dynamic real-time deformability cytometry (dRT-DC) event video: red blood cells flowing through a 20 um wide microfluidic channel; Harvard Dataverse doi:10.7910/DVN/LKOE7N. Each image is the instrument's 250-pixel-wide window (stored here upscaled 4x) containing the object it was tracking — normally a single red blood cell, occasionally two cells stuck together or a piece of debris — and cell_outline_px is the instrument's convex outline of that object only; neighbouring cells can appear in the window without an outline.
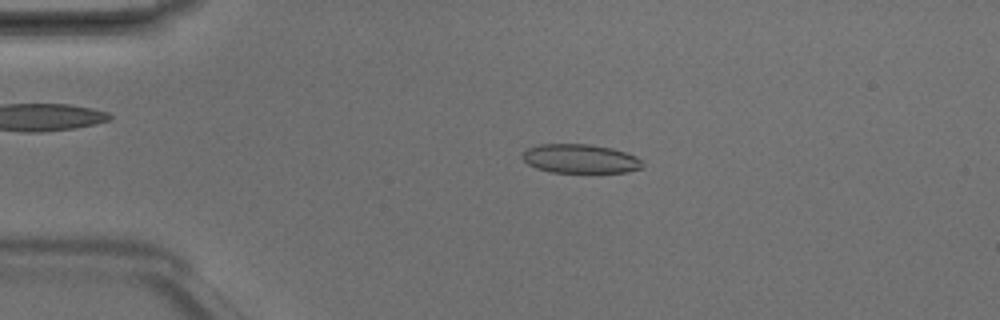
{"species": "Egyptian fruit bat (a non-hibernating species)", "species_latin": "Rousettus aegyptiacus", "temperature_condition": "room temperature", "stored_images_in_passage": 2, "camera_frame_rate_fps": 3000, "um_per_image_px": 0.085, "animal": {"sex": "male"}, "frame": {"image": 1, "passage_image": 2, "time_ms": 0.333, "image_size_px": [1000, 320], "cell_outline_px": [[644, 168], [624, 172], [552, 172], [536, 168], [528, 164], [520, 156], [528, 148], [540, 144], [588, 144], [612, 148], [636, 156], [644, 164]], "centroid_in_image_um": [49.32, 13.49], "position_along_channel_um": 35.7, "area_um2": 20.23}}